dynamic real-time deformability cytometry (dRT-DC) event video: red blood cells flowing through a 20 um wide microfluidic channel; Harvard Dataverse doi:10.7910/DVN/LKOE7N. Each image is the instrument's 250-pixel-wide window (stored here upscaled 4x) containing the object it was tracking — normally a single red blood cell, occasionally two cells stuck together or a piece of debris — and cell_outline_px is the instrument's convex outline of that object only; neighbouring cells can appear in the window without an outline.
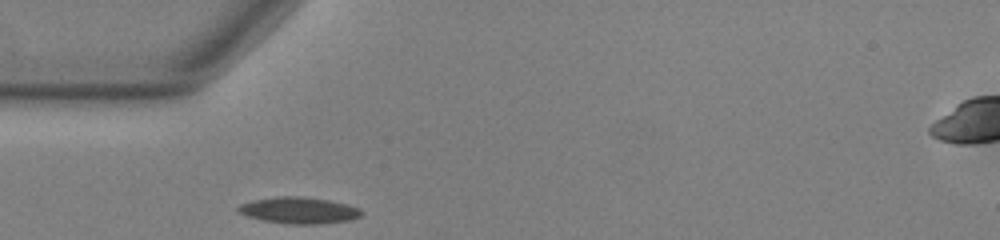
{"species": "common noctule bat (a hibernating species)", "species_latin": "Nyctalus noctula", "temperature_condition": "warm", "stored_images_in_passage": 1, "camera_frame_rate_fps": 3000, "um_per_image_px": 0.085, "animal": {"sex": "male", "body_mass_g": 13.0, "forearm_length_mm": 53.1}, "frame": {"image": 1, "passage_image": 1, "time_ms": 0.0, "image_size_px": [1000, 240], "cell_outline_px": [[364, 212], [360, 216], [352, 220], [320, 224], [292, 224], [264, 220], [248, 216], [236, 212], [236, 208], [240, 204], [252, 200], [276, 196], [300, 196], [328, 200], [348, 204], [360, 208]], "centroid_in_image_um": [25.42, 17.87], "position_along_channel_um": 59.6, "area_um2": 19.13}}